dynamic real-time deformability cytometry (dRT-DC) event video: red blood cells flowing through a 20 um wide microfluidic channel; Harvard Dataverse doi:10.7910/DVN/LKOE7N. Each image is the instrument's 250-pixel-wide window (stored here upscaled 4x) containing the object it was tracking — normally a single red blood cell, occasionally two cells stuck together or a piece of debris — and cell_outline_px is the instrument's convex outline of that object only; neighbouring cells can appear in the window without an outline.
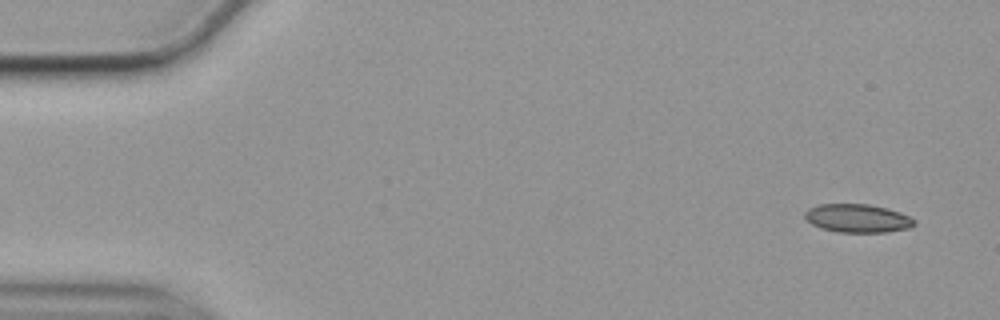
{"species": "common noctule bat (a hibernating species)", "species_latin": "Nyctalus noctula", "temperature_condition": "cold", "stored_images_in_passage": 7, "camera_frame_rate_fps": 3000, "um_per_image_px": 0.085, "animal": {"sex": "female", "body_mass_g": 19.9}, "frame": {"image": 1, "passage_image": 1, "time_ms": 0.0, "image_size_px": [1000, 320], "cell_outline_px": [[916, 224], [912, 228], [884, 232], [836, 232], [820, 228], [812, 224], [804, 216], [804, 212], [808, 208], [820, 204], [868, 204], [888, 208], [900, 212], [916, 220]], "centroid_in_image_um": [72.91, 18.55], "position_along_channel_um": 12.1, "area_um2": 18.26}}